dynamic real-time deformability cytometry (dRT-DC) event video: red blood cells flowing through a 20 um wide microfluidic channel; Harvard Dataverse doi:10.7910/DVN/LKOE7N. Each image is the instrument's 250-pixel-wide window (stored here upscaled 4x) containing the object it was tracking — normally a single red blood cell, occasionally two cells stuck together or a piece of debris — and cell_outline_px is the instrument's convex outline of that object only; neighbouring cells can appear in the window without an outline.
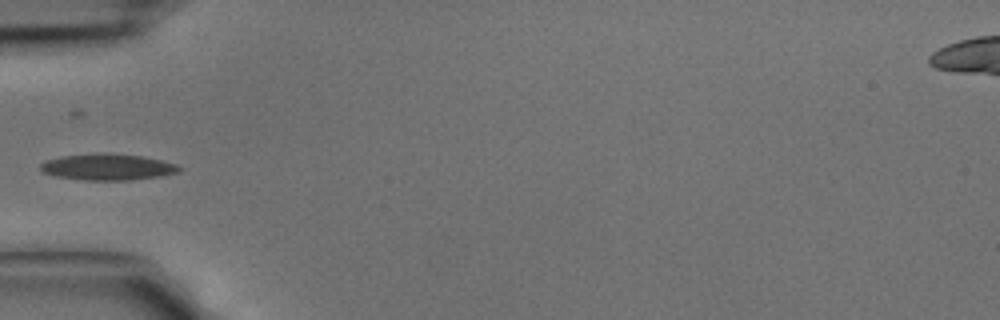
{"species": "common noctule bat (a hibernating species)", "species_latin": "Nyctalus noctula", "temperature_condition": "cold", "stored_images_in_passage": 29, "camera_frame_rate_fps": 3000, "um_per_image_px": 0.085, "animal": {"sex": "male", "body_mass_g": 15.6}, "frame": {"image": 1, "passage_image": 1, "time_ms": 0.0, "image_size_px": [1000, 320], "cell_outline_px": [[180, 172], [160, 176], [128, 180], [84, 180], [56, 176], [44, 172], [40, 168], [40, 164], [44, 160], [60, 156], [144, 156], [176, 164], [180, 168]], "centroid_in_image_um": [9.15, 14.24], "position_along_channel_um": 75.8, "area_um2": 20.11}}
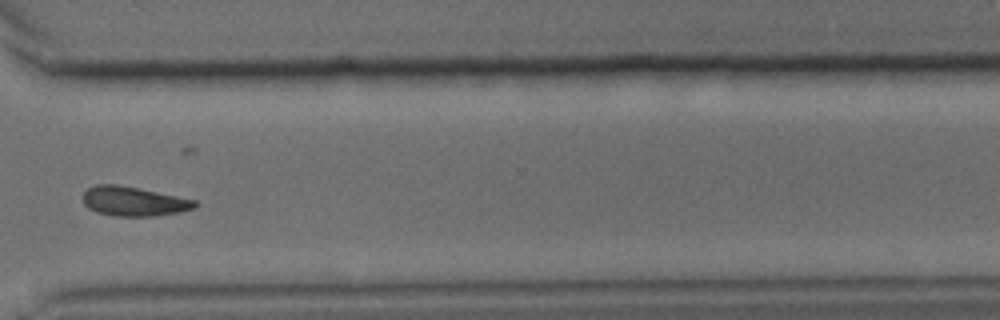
{"frame": {"image": 2, "passage_image": 19, "time_ms": 6.0, "image_size_px": [1000, 320], "cell_outline_px": [[200, 204], [196, 208], [180, 212], [156, 216], [116, 216], [96, 212], [88, 208], [84, 204], [84, 192], [88, 188], [96, 184], [116, 184], [196, 200]], "centroid_in_image_um": [11.39, 17.12], "position_along_channel_um": 359.2, "area_um2": 19.13}}
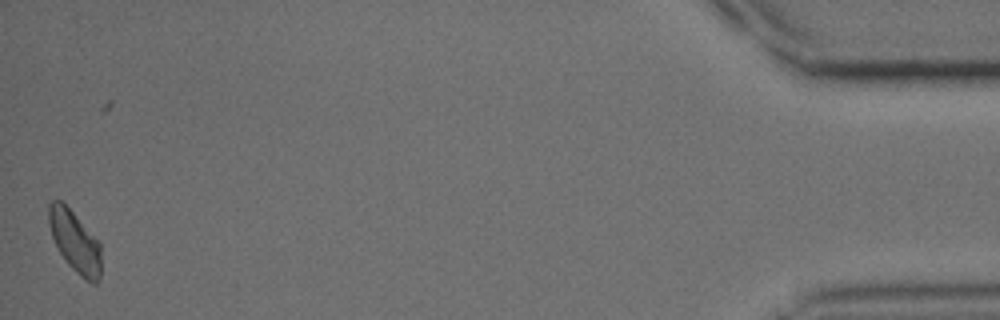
{"frame": {"image": 3, "passage_image": 29, "time_ms": 9.333, "image_size_px": [1000, 320], "cell_outline_px": [[100, 280], [96, 284], [92, 284], [84, 280], [68, 264], [60, 252], [52, 236], [48, 224], [48, 204], [52, 200], [60, 200], [72, 212], [100, 244]], "centroid_in_image_um": [6.35, 20.57], "position_along_channel_um": 428.8, "area_um2": 18.38}}